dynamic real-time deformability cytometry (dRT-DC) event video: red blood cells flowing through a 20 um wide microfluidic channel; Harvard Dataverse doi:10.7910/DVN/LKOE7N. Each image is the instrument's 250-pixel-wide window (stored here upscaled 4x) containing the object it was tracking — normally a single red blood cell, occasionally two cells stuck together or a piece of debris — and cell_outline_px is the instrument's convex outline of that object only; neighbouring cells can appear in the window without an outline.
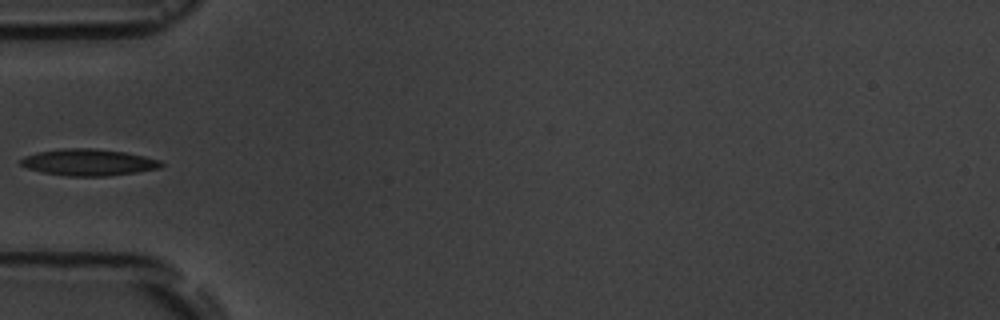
{"species": "common noctule bat (a hibernating species)", "species_latin": "Nyctalus noctula", "temperature_condition": "room temperature", "stored_images_in_passage": 7, "camera_frame_rate_fps": 3000, "um_per_image_px": 0.085, "animal": {"sex": "male", "body_mass_g": 19.5, "forearm_length_mm": 54.6}, "frame": {"image": 1, "passage_image": 7, "time_ms": 7.0, "image_size_px": [1000, 320], "cell_outline_px": [[164, 164], [160, 168], [136, 172], [108, 176], [68, 176], [44, 172], [28, 168], [20, 164], [20, 160], [24, 156], [36, 152], [60, 148], [96, 148], [124, 152], [144, 156], [160, 160]], "centroid_in_image_um": [7.52, 13.79], "position_along_channel_um": 77.5, "area_um2": 21.79}}